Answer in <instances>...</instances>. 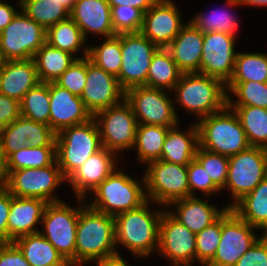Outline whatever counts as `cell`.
<instances>
[{"instance_id": "obj_3", "label": "cell", "mask_w": 267, "mask_h": 266, "mask_svg": "<svg viewBox=\"0 0 267 266\" xmlns=\"http://www.w3.org/2000/svg\"><path fill=\"white\" fill-rule=\"evenodd\" d=\"M199 120V147L227 157L250 147L237 114L228 106Z\"/></svg>"}, {"instance_id": "obj_40", "label": "cell", "mask_w": 267, "mask_h": 266, "mask_svg": "<svg viewBox=\"0 0 267 266\" xmlns=\"http://www.w3.org/2000/svg\"><path fill=\"white\" fill-rule=\"evenodd\" d=\"M20 112L23 117L49 125V83L40 82L31 88L20 101Z\"/></svg>"}, {"instance_id": "obj_57", "label": "cell", "mask_w": 267, "mask_h": 266, "mask_svg": "<svg viewBox=\"0 0 267 266\" xmlns=\"http://www.w3.org/2000/svg\"><path fill=\"white\" fill-rule=\"evenodd\" d=\"M5 171H4V160L2 159L1 153H0V187L4 186L5 183Z\"/></svg>"}, {"instance_id": "obj_44", "label": "cell", "mask_w": 267, "mask_h": 266, "mask_svg": "<svg viewBox=\"0 0 267 266\" xmlns=\"http://www.w3.org/2000/svg\"><path fill=\"white\" fill-rule=\"evenodd\" d=\"M195 158L204 167L211 180L222 191L227 180L229 157L207 151L198 146Z\"/></svg>"}, {"instance_id": "obj_53", "label": "cell", "mask_w": 267, "mask_h": 266, "mask_svg": "<svg viewBox=\"0 0 267 266\" xmlns=\"http://www.w3.org/2000/svg\"><path fill=\"white\" fill-rule=\"evenodd\" d=\"M110 7L132 6L145 13L157 0H107Z\"/></svg>"}, {"instance_id": "obj_27", "label": "cell", "mask_w": 267, "mask_h": 266, "mask_svg": "<svg viewBox=\"0 0 267 266\" xmlns=\"http://www.w3.org/2000/svg\"><path fill=\"white\" fill-rule=\"evenodd\" d=\"M177 127L176 125L169 128L160 160L173 164L188 165L195 158L199 146L198 127L196 122L186 132H181Z\"/></svg>"}, {"instance_id": "obj_10", "label": "cell", "mask_w": 267, "mask_h": 266, "mask_svg": "<svg viewBox=\"0 0 267 266\" xmlns=\"http://www.w3.org/2000/svg\"><path fill=\"white\" fill-rule=\"evenodd\" d=\"M45 42L46 30L21 10L0 31V58L2 61L31 59Z\"/></svg>"}, {"instance_id": "obj_36", "label": "cell", "mask_w": 267, "mask_h": 266, "mask_svg": "<svg viewBox=\"0 0 267 266\" xmlns=\"http://www.w3.org/2000/svg\"><path fill=\"white\" fill-rule=\"evenodd\" d=\"M20 10L45 30L70 18V12L58 0H18Z\"/></svg>"}, {"instance_id": "obj_17", "label": "cell", "mask_w": 267, "mask_h": 266, "mask_svg": "<svg viewBox=\"0 0 267 266\" xmlns=\"http://www.w3.org/2000/svg\"><path fill=\"white\" fill-rule=\"evenodd\" d=\"M236 37L222 32L203 34L200 74L214 77L227 84L235 67Z\"/></svg>"}, {"instance_id": "obj_42", "label": "cell", "mask_w": 267, "mask_h": 266, "mask_svg": "<svg viewBox=\"0 0 267 266\" xmlns=\"http://www.w3.org/2000/svg\"><path fill=\"white\" fill-rule=\"evenodd\" d=\"M28 118L22 115L0 131V153L5 160L11 153L28 146Z\"/></svg>"}, {"instance_id": "obj_31", "label": "cell", "mask_w": 267, "mask_h": 266, "mask_svg": "<svg viewBox=\"0 0 267 266\" xmlns=\"http://www.w3.org/2000/svg\"><path fill=\"white\" fill-rule=\"evenodd\" d=\"M182 74L171 53L159 48L152 57L145 86L172 91Z\"/></svg>"}, {"instance_id": "obj_24", "label": "cell", "mask_w": 267, "mask_h": 266, "mask_svg": "<svg viewBox=\"0 0 267 266\" xmlns=\"http://www.w3.org/2000/svg\"><path fill=\"white\" fill-rule=\"evenodd\" d=\"M173 205L176 211L168 210V212L194 234L212 225L228 209V207L225 206L219 210L218 207L195 196L178 199L169 204V206Z\"/></svg>"}, {"instance_id": "obj_48", "label": "cell", "mask_w": 267, "mask_h": 266, "mask_svg": "<svg viewBox=\"0 0 267 266\" xmlns=\"http://www.w3.org/2000/svg\"><path fill=\"white\" fill-rule=\"evenodd\" d=\"M28 146L42 147V146H56V133L52 128L42 122H36L28 119Z\"/></svg>"}, {"instance_id": "obj_20", "label": "cell", "mask_w": 267, "mask_h": 266, "mask_svg": "<svg viewBox=\"0 0 267 266\" xmlns=\"http://www.w3.org/2000/svg\"><path fill=\"white\" fill-rule=\"evenodd\" d=\"M49 97V126L56 134L64 128L85 123L93 118L80 97L55 82H49Z\"/></svg>"}, {"instance_id": "obj_35", "label": "cell", "mask_w": 267, "mask_h": 266, "mask_svg": "<svg viewBox=\"0 0 267 266\" xmlns=\"http://www.w3.org/2000/svg\"><path fill=\"white\" fill-rule=\"evenodd\" d=\"M237 114L250 146L267 149V109L256 106H228Z\"/></svg>"}, {"instance_id": "obj_14", "label": "cell", "mask_w": 267, "mask_h": 266, "mask_svg": "<svg viewBox=\"0 0 267 266\" xmlns=\"http://www.w3.org/2000/svg\"><path fill=\"white\" fill-rule=\"evenodd\" d=\"M158 49L141 32L121 33L122 65L117 79L124 91L146 85L149 66Z\"/></svg>"}, {"instance_id": "obj_11", "label": "cell", "mask_w": 267, "mask_h": 266, "mask_svg": "<svg viewBox=\"0 0 267 266\" xmlns=\"http://www.w3.org/2000/svg\"><path fill=\"white\" fill-rule=\"evenodd\" d=\"M67 180L57 161L42 168H26L11 171L5 178L4 187L14 197L39 198L47 203L61 201L54 190Z\"/></svg>"}, {"instance_id": "obj_25", "label": "cell", "mask_w": 267, "mask_h": 266, "mask_svg": "<svg viewBox=\"0 0 267 266\" xmlns=\"http://www.w3.org/2000/svg\"><path fill=\"white\" fill-rule=\"evenodd\" d=\"M203 33L187 22L166 48L182 73H200Z\"/></svg>"}, {"instance_id": "obj_45", "label": "cell", "mask_w": 267, "mask_h": 266, "mask_svg": "<svg viewBox=\"0 0 267 266\" xmlns=\"http://www.w3.org/2000/svg\"><path fill=\"white\" fill-rule=\"evenodd\" d=\"M113 29L116 34L140 32L144 13L132 6L111 7Z\"/></svg>"}, {"instance_id": "obj_23", "label": "cell", "mask_w": 267, "mask_h": 266, "mask_svg": "<svg viewBox=\"0 0 267 266\" xmlns=\"http://www.w3.org/2000/svg\"><path fill=\"white\" fill-rule=\"evenodd\" d=\"M48 203L39 198L14 197L8 216V243L17 238L40 232L35 227L41 224L45 207Z\"/></svg>"}, {"instance_id": "obj_43", "label": "cell", "mask_w": 267, "mask_h": 266, "mask_svg": "<svg viewBox=\"0 0 267 266\" xmlns=\"http://www.w3.org/2000/svg\"><path fill=\"white\" fill-rule=\"evenodd\" d=\"M222 216L196 234V260L207 265L214 257L221 240Z\"/></svg>"}, {"instance_id": "obj_26", "label": "cell", "mask_w": 267, "mask_h": 266, "mask_svg": "<svg viewBox=\"0 0 267 266\" xmlns=\"http://www.w3.org/2000/svg\"><path fill=\"white\" fill-rule=\"evenodd\" d=\"M40 80L33 58L2 61L0 94L21 101Z\"/></svg>"}, {"instance_id": "obj_52", "label": "cell", "mask_w": 267, "mask_h": 266, "mask_svg": "<svg viewBox=\"0 0 267 266\" xmlns=\"http://www.w3.org/2000/svg\"><path fill=\"white\" fill-rule=\"evenodd\" d=\"M11 206V194L4 187H0V244L8 243V216Z\"/></svg>"}, {"instance_id": "obj_46", "label": "cell", "mask_w": 267, "mask_h": 266, "mask_svg": "<svg viewBox=\"0 0 267 266\" xmlns=\"http://www.w3.org/2000/svg\"><path fill=\"white\" fill-rule=\"evenodd\" d=\"M55 83L81 97L86 84V57H77L73 64L56 79Z\"/></svg>"}, {"instance_id": "obj_33", "label": "cell", "mask_w": 267, "mask_h": 266, "mask_svg": "<svg viewBox=\"0 0 267 266\" xmlns=\"http://www.w3.org/2000/svg\"><path fill=\"white\" fill-rule=\"evenodd\" d=\"M170 127L138 124L135 143L137 158L143 164L160 160L166 134Z\"/></svg>"}, {"instance_id": "obj_19", "label": "cell", "mask_w": 267, "mask_h": 266, "mask_svg": "<svg viewBox=\"0 0 267 266\" xmlns=\"http://www.w3.org/2000/svg\"><path fill=\"white\" fill-rule=\"evenodd\" d=\"M173 0H157L143 16L140 32L158 48H167L184 24Z\"/></svg>"}, {"instance_id": "obj_4", "label": "cell", "mask_w": 267, "mask_h": 266, "mask_svg": "<svg viewBox=\"0 0 267 266\" xmlns=\"http://www.w3.org/2000/svg\"><path fill=\"white\" fill-rule=\"evenodd\" d=\"M175 101L198 119L217 113L227 106L226 84L200 73H183L175 85Z\"/></svg>"}, {"instance_id": "obj_2", "label": "cell", "mask_w": 267, "mask_h": 266, "mask_svg": "<svg viewBox=\"0 0 267 266\" xmlns=\"http://www.w3.org/2000/svg\"><path fill=\"white\" fill-rule=\"evenodd\" d=\"M150 201L123 212L115 219V243L127 248L136 257L147 258L158 249L159 227L164 209L151 212Z\"/></svg>"}, {"instance_id": "obj_37", "label": "cell", "mask_w": 267, "mask_h": 266, "mask_svg": "<svg viewBox=\"0 0 267 266\" xmlns=\"http://www.w3.org/2000/svg\"><path fill=\"white\" fill-rule=\"evenodd\" d=\"M267 82V53L237 52L233 75L228 82Z\"/></svg>"}, {"instance_id": "obj_21", "label": "cell", "mask_w": 267, "mask_h": 266, "mask_svg": "<svg viewBox=\"0 0 267 266\" xmlns=\"http://www.w3.org/2000/svg\"><path fill=\"white\" fill-rule=\"evenodd\" d=\"M116 153L102 148L81 164L66 181L71 184L77 198H86L116 168Z\"/></svg>"}, {"instance_id": "obj_8", "label": "cell", "mask_w": 267, "mask_h": 266, "mask_svg": "<svg viewBox=\"0 0 267 266\" xmlns=\"http://www.w3.org/2000/svg\"><path fill=\"white\" fill-rule=\"evenodd\" d=\"M147 166L143 174L147 200L167 208L173 201L190 196L187 165L157 160Z\"/></svg>"}, {"instance_id": "obj_30", "label": "cell", "mask_w": 267, "mask_h": 266, "mask_svg": "<svg viewBox=\"0 0 267 266\" xmlns=\"http://www.w3.org/2000/svg\"><path fill=\"white\" fill-rule=\"evenodd\" d=\"M74 55L52 47L45 42L35 53L33 60L36 65L40 82H55L76 60Z\"/></svg>"}, {"instance_id": "obj_49", "label": "cell", "mask_w": 267, "mask_h": 266, "mask_svg": "<svg viewBox=\"0 0 267 266\" xmlns=\"http://www.w3.org/2000/svg\"><path fill=\"white\" fill-rule=\"evenodd\" d=\"M234 266H267V234H262Z\"/></svg>"}, {"instance_id": "obj_6", "label": "cell", "mask_w": 267, "mask_h": 266, "mask_svg": "<svg viewBox=\"0 0 267 266\" xmlns=\"http://www.w3.org/2000/svg\"><path fill=\"white\" fill-rule=\"evenodd\" d=\"M56 161L67 179L90 156L103 148L94 118L56 134Z\"/></svg>"}, {"instance_id": "obj_39", "label": "cell", "mask_w": 267, "mask_h": 266, "mask_svg": "<svg viewBox=\"0 0 267 266\" xmlns=\"http://www.w3.org/2000/svg\"><path fill=\"white\" fill-rule=\"evenodd\" d=\"M88 58L105 72L118 77L122 65L121 34L105 38L98 46H89Z\"/></svg>"}, {"instance_id": "obj_56", "label": "cell", "mask_w": 267, "mask_h": 266, "mask_svg": "<svg viewBox=\"0 0 267 266\" xmlns=\"http://www.w3.org/2000/svg\"><path fill=\"white\" fill-rule=\"evenodd\" d=\"M229 6L251 5L254 7H267V0H227Z\"/></svg>"}, {"instance_id": "obj_16", "label": "cell", "mask_w": 267, "mask_h": 266, "mask_svg": "<svg viewBox=\"0 0 267 266\" xmlns=\"http://www.w3.org/2000/svg\"><path fill=\"white\" fill-rule=\"evenodd\" d=\"M157 251L174 266H191L196 260V234L165 209L160 221Z\"/></svg>"}, {"instance_id": "obj_51", "label": "cell", "mask_w": 267, "mask_h": 266, "mask_svg": "<svg viewBox=\"0 0 267 266\" xmlns=\"http://www.w3.org/2000/svg\"><path fill=\"white\" fill-rule=\"evenodd\" d=\"M20 116V102L0 94V131Z\"/></svg>"}, {"instance_id": "obj_18", "label": "cell", "mask_w": 267, "mask_h": 266, "mask_svg": "<svg viewBox=\"0 0 267 266\" xmlns=\"http://www.w3.org/2000/svg\"><path fill=\"white\" fill-rule=\"evenodd\" d=\"M94 116L99 111L116 105L125 98V91L117 77L105 72L86 57V84L80 97Z\"/></svg>"}, {"instance_id": "obj_59", "label": "cell", "mask_w": 267, "mask_h": 266, "mask_svg": "<svg viewBox=\"0 0 267 266\" xmlns=\"http://www.w3.org/2000/svg\"><path fill=\"white\" fill-rule=\"evenodd\" d=\"M1 77H2V63L0 64V83H1Z\"/></svg>"}, {"instance_id": "obj_9", "label": "cell", "mask_w": 267, "mask_h": 266, "mask_svg": "<svg viewBox=\"0 0 267 266\" xmlns=\"http://www.w3.org/2000/svg\"><path fill=\"white\" fill-rule=\"evenodd\" d=\"M267 176V149L250 146L229 157L227 180L224 189L231 193V208L250 193Z\"/></svg>"}, {"instance_id": "obj_34", "label": "cell", "mask_w": 267, "mask_h": 266, "mask_svg": "<svg viewBox=\"0 0 267 266\" xmlns=\"http://www.w3.org/2000/svg\"><path fill=\"white\" fill-rule=\"evenodd\" d=\"M56 161V146H26L11 153L4 160V171L7 176L11 171L26 168H42Z\"/></svg>"}, {"instance_id": "obj_22", "label": "cell", "mask_w": 267, "mask_h": 266, "mask_svg": "<svg viewBox=\"0 0 267 266\" xmlns=\"http://www.w3.org/2000/svg\"><path fill=\"white\" fill-rule=\"evenodd\" d=\"M70 18L80 27L85 39L90 32L104 38L117 35L113 29L111 7L107 0H76Z\"/></svg>"}, {"instance_id": "obj_54", "label": "cell", "mask_w": 267, "mask_h": 266, "mask_svg": "<svg viewBox=\"0 0 267 266\" xmlns=\"http://www.w3.org/2000/svg\"><path fill=\"white\" fill-rule=\"evenodd\" d=\"M16 9L0 0V31H2L17 15Z\"/></svg>"}, {"instance_id": "obj_1", "label": "cell", "mask_w": 267, "mask_h": 266, "mask_svg": "<svg viewBox=\"0 0 267 266\" xmlns=\"http://www.w3.org/2000/svg\"><path fill=\"white\" fill-rule=\"evenodd\" d=\"M115 243L113 216L91 208L87 203L80 209L75 245V266L95 260L121 256Z\"/></svg>"}, {"instance_id": "obj_55", "label": "cell", "mask_w": 267, "mask_h": 266, "mask_svg": "<svg viewBox=\"0 0 267 266\" xmlns=\"http://www.w3.org/2000/svg\"><path fill=\"white\" fill-rule=\"evenodd\" d=\"M97 266H130L126 263L122 256H115L108 259H102L96 261Z\"/></svg>"}, {"instance_id": "obj_41", "label": "cell", "mask_w": 267, "mask_h": 266, "mask_svg": "<svg viewBox=\"0 0 267 266\" xmlns=\"http://www.w3.org/2000/svg\"><path fill=\"white\" fill-rule=\"evenodd\" d=\"M192 23L198 30L203 34L209 32H222L227 33L235 37L237 31L238 21L233 14L229 11H216L213 10L211 14L198 13L194 18L190 19Z\"/></svg>"}, {"instance_id": "obj_38", "label": "cell", "mask_w": 267, "mask_h": 266, "mask_svg": "<svg viewBox=\"0 0 267 266\" xmlns=\"http://www.w3.org/2000/svg\"><path fill=\"white\" fill-rule=\"evenodd\" d=\"M227 106H256L267 109V82H228ZM228 93L234 94L236 101Z\"/></svg>"}, {"instance_id": "obj_12", "label": "cell", "mask_w": 267, "mask_h": 266, "mask_svg": "<svg viewBox=\"0 0 267 266\" xmlns=\"http://www.w3.org/2000/svg\"><path fill=\"white\" fill-rule=\"evenodd\" d=\"M125 100L130 104L138 124L171 128L179 123L175 101L169 98L166 90L136 86L125 91Z\"/></svg>"}, {"instance_id": "obj_29", "label": "cell", "mask_w": 267, "mask_h": 266, "mask_svg": "<svg viewBox=\"0 0 267 266\" xmlns=\"http://www.w3.org/2000/svg\"><path fill=\"white\" fill-rule=\"evenodd\" d=\"M14 243L31 266H70L40 232L21 236Z\"/></svg>"}, {"instance_id": "obj_50", "label": "cell", "mask_w": 267, "mask_h": 266, "mask_svg": "<svg viewBox=\"0 0 267 266\" xmlns=\"http://www.w3.org/2000/svg\"><path fill=\"white\" fill-rule=\"evenodd\" d=\"M0 266H31L23 252L14 243L0 244Z\"/></svg>"}, {"instance_id": "obj_7", "label": "cell", "mask_w": 267, "mask_h": 266, "mask_svg": "<svg viewBox=\"0 0 267 266\" xmlns=\"http://www.w3.org/2000/svg\"><path fill=\"white\" fill-rule=\"evenodd\" d=\"M79 207L71 208L63 201L48 203L45 207L41 225L43 235L70 264L75 266V245L80 209L86 204L78 198ZM85 202V203H84Z\"/></svg>"}, {"instance_id": "obj_15", "label": "cell", "mask_w": 267, "mask_h": 266, "mask_svg": "<svg viewBox=\"0 0 267 266\" xmlns=\"http://www.w3.org/2000/svg\"><path fill=\"white\" fill-rule=\"evenodd\" d=\"M257 228L240 219L230 208L222 215V232L213 259L206 266H234L260 238ZM256 235V236H255Z\"/></svg>"}, {"instance_id": "obj_13", "label": "cell", "mask_w": 267, "mask_h": 266, "mask_svg": "<svg viewBox=\"0 0 267 266\" xmlns=\"http://www.w3.org/2000/svg\"><path fill=\"white\" fill-rule=\"evenodd\" d=\"M99 129L103 148L113 151L132 149L135 143L137 120L125 98L118 104L93 116Z\"/></svg>"}, {"instance_id": "obj_58", "label": "cell", "mask_w": 267, "mask_h": 266, "mask_svg": "<svg viewBox=\"0 0 267 266\" xmlns=\"http://www.w3.org/2000/svg\"><path fill=\"white\" fill-rule=\"evenodd\" d=\"M62 3V5L69 11L71 12L73 5L75 3V0H58Z\"/></svg>"}, {"instance_id": "obj_28", "label": "cell", "mask_w": 267, "mask_h": 266, "mask_svg": "<svg viewBox=\"0 0 267 266\" xmlns=\"http://www.w3.org/2000/svg\"><path fill=\"white\" fill-rule=\"evenodd\" d=\"M230 209L240 219L267 234V176Z\"/></svg>"}, {"instance_id": "obj_5", "label": "cell", "mask_w": 267, "mask_h": 266, "mask_svg": "<svg viewBox=\"0 0 267 266\" xmlns=\"http://www.w3.org/2000/svg\"><path fill=\"white\" fill-rule=\"evenodd\" d=\"M131 178L122 169L116 168L91 193L93 201L86 203L93 209L110 216L136 209L147 201L145 194V179L142 185Z\"/></svg>"}, {"instance_id": "obj_32", "label": "cell", "mask_w": 267, "mask_h": 266, "mask_svg": "<svg viewBox=\"0 0 267 266\" xmlns=\"http://www.w3.org/2000/svg\"><path fill=\"white\" fill-rule=\"evenodd\" d=\"M46 42L52 47L66 51L72 55L83 48V58L88 57V47L84 46V38L80 27L71 19L54 24L46 30Z\"/></svg>"}, {"instance_id": "obj_47", "label": "cell", "mask_w": 267, "mask_h": 266, "mask_svg": "<svg viewBox=\"0 0 267 266\" xmlns=\"http://www.w3.org/2000/svg\"><path fill=\"white\" fill-rule=\"evenodd\" d=\"M187 172L190 196H196V190L201 191L207 198V195L210 196L221 191V189L211 180V177L208 176L206 170L196 158L187 165Z\"/></svg>"}]
</instances>
